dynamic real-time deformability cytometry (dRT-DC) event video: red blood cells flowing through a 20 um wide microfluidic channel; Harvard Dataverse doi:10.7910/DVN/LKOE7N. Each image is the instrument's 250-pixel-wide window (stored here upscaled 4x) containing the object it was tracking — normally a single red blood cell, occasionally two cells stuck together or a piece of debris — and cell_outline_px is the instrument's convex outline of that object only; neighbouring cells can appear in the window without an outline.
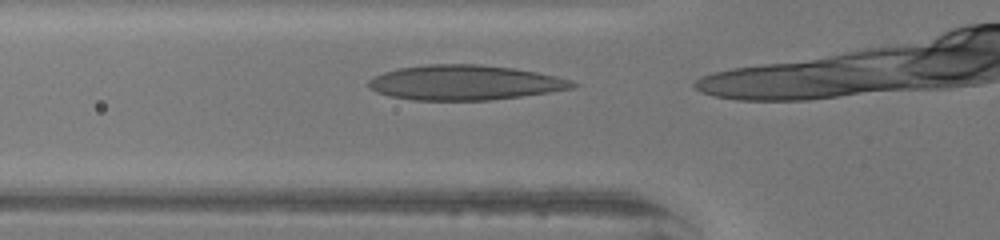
{"species": "human", "species_latin": "Homo sapiens", "temperature_condition": "warm", "stored_images_in_passage": 5, "camera_frame_rate_fps": 3000, "um_per_image_px": 0.085, "donor": {"sex": "female"}, "frame": {"image": 1, "passage_image": 2, "time_ms": 0.333, "image_size_px": [1000, 240], "cell_outline_px": [[580, 84], [576, 88], [520, 96], [488, 100], [412, 100], [388, 96], [376, 92], [368, 88], [368, 80], [372, 76], [396, 68], [428, 64], [480, 64], [512, 68], [536, 72], [556, 76]], "centroid_in_image_um": [39.45, 7.02], "position_along_channel_um": 86.4, "area_um2": 41.62}}